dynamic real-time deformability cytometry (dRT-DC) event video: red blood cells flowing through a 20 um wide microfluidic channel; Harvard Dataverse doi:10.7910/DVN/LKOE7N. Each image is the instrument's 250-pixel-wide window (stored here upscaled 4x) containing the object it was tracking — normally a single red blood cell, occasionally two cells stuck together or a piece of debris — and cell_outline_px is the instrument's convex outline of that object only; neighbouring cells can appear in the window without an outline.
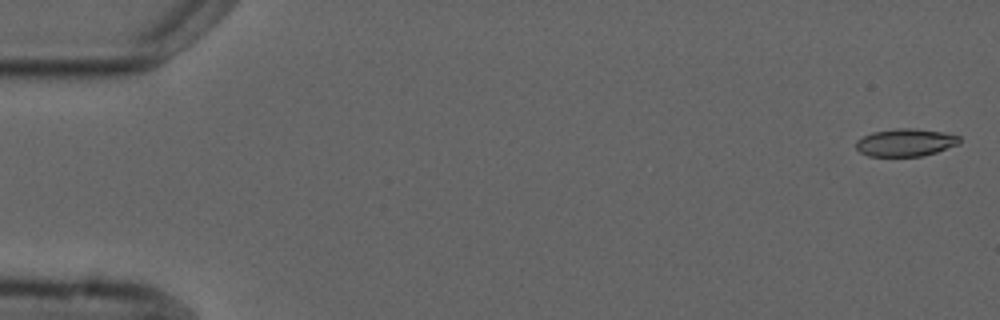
{"species": "common noctule bat (a hibernating species)", "species_latin": "Nyctalus noctula", "temperature_condition": "cold", "stored_images_in_passage": 5, "camera_frame_rate_fps": 3000, "um_per_image_px": 0.085, "animal": {"sex": "male", "forearm_length_mm": 52.5}, "frame": {"image": 1, "passage_image": 1, "time_ms": 0.0, "image_size_px": [1000, 320], "cell_outline_px": [[960, 144], [936, 152], [920, 156], [868, 156], [860, 152], [856, 148], [856, 140], [872, 132], [896, 128], [912, 128], [944, 132], [960, 136]], "centroid_in_image_um": [76.97, 12.11], "position_along_channel_um": 8.0, "area_um2": 16.7}}
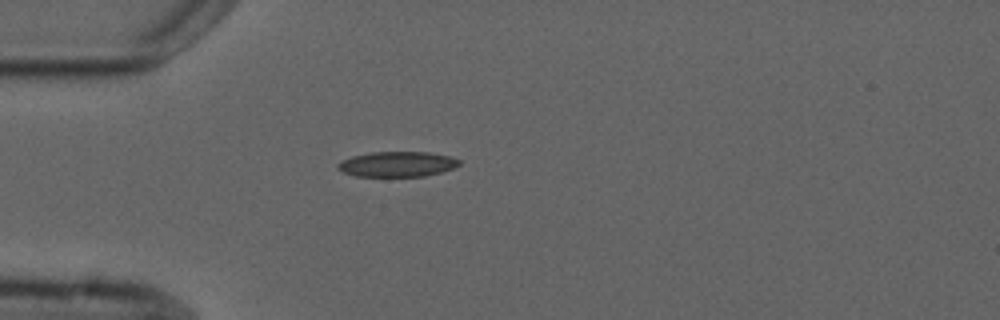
{"frame": {"image": 2, "passage_image": 5, "time_ms": 4.667, "image_size_px": [1000, 320], "cell_outline_px": [[460, 164], [452, 168], [440, 172], [424, 176], [356, 176], [344, 172], [336, 168], [336, 164], [352, 156], [372, 152], [428, 152], [448, 156], [460, 160]], "centroid_in_image_um": [33.74, 13.95], "position_along_channel_um": 51.3, "area_um2": 17.63}}